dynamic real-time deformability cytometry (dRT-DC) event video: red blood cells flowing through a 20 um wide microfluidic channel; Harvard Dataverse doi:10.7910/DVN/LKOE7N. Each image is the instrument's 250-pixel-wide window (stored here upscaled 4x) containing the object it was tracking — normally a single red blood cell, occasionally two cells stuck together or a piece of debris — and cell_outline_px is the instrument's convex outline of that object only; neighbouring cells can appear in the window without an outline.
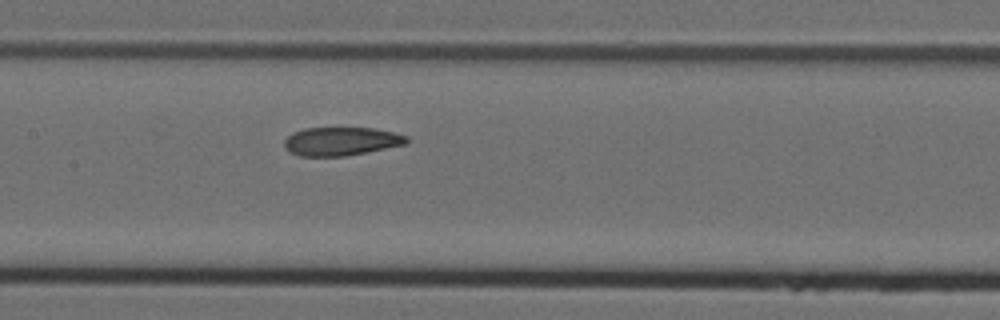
{"species": "Egyptian fruit bat (a non-hibernating species)", "species_latin": "Rousettus aegyptiacus", "temperature_condition": "cold", "stored_images_in_passage": 4, "camera_frame_rate_fps": 3000, "um_per_image_px": 0.085, "animal": {"sex": "female"}, "frame": {"image": 1, "passage_image": 4, "time_ms": 1.0, "image_size_px": [1000, 320], "cell_outline_px": [[408, 144], [344, 156], [300, 156], [288, 152], [284, 148], [284, 140], [292, 132], [304, 128], [372, 128], [392, 132], [408, 136]], "centroid_in_image_um": [28.96, 12.01], "position_along_channel_um": 178.4, "area_um2": 20.35}}